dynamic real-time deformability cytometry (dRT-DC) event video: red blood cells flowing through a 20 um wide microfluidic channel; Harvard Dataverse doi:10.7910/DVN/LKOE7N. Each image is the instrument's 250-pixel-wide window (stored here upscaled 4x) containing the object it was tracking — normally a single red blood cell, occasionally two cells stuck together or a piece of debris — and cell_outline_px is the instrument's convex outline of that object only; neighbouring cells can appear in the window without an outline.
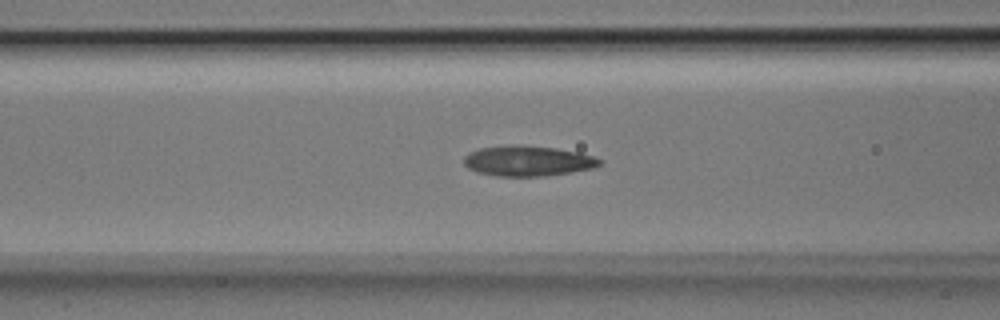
{"species": "Egyptian fruit bat (a non-hibernating species)", "species_latin": "Rousettus aegyptiacus", "temperature_condition": "room temperature", "stored_images_in_passage": 51, "camera_frame_rate_fps": 3000, "um_per_image_px": 0.085, "animal": {"sex": "male"}, "frame": {"image": 1, "passage_image": 20, "time_ms": 6.333, "image_size_px": [1000, 320], "cell_outline_px": [[604, 160], [600, 164], [592, 168], [572, 172], [544, 176], [496, 176], [476, 172], [468, 168], [464, 164], [464, 156], [468, 152], [480, 148], [508, 144], [520, 144], [556, 148], [580, 152]], "centroid_in_image_um": [44.84, 13.66], "position_along_channel_um": 121.8, "area_um2": 24.33}}
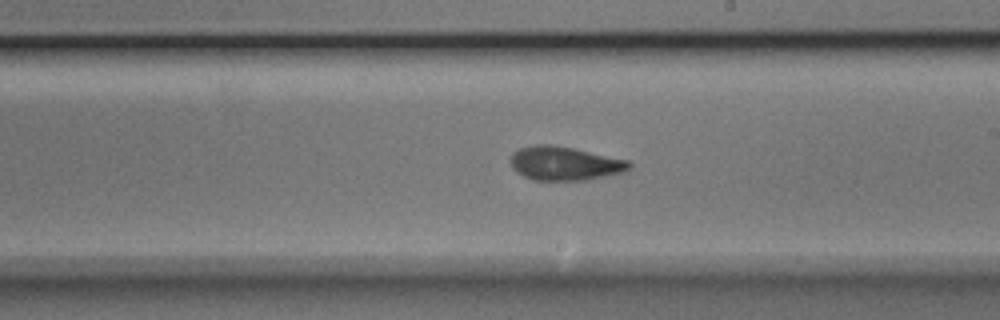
{"frame": {"image": 2, "passage_image": 29, "time_ms": 9.333, "image_size_px": [1000, 320], "cell_outline_px": [[632, 168], [628, 172], [584, 180], [532, 180], [516, 172], [512, 168], [512, 152], [520, 148], [536, 144], [552, 144], [572, 148], [628, 160], [632, 164]], "centroid_in_image_um": [48.03, 13.9], "position_along_channel_um": 241.0, "area_um2": 23.47}}
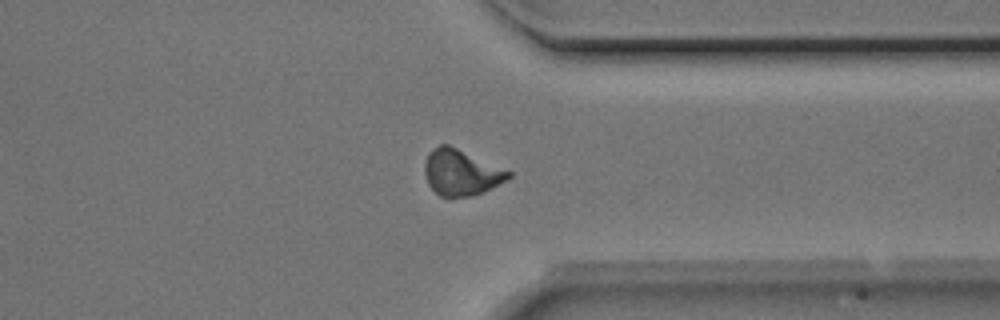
{"frame": {"image": 3, "passage_image": 39, "time_ms": 12.667, "image_size_px": [1000, 320], "cell_outline_px": [[512, 176], [508, 180], [484, 192], [472, 196], [440, 196], [428, 184], [424, 172], [424, 164], [428, 152], [440, 144], [448, 144], [512, 172]], "centroid_in_image_um": [39.2, 14.66], "position_along_channel_um": 372.2, "area_um2": 22.37}, "authors_computed_cell_mechanics": {"area_um2": 22.7154, "velocity_mm_per_s": 3.9734, "shape_relaxation_time_tau1_ms": 3.6061, "shape_relaxation_time_tau2_ms": 1.7816, "deformation_change_tau1": 0.1449, "deformation_change_tau2": 0.0822}}